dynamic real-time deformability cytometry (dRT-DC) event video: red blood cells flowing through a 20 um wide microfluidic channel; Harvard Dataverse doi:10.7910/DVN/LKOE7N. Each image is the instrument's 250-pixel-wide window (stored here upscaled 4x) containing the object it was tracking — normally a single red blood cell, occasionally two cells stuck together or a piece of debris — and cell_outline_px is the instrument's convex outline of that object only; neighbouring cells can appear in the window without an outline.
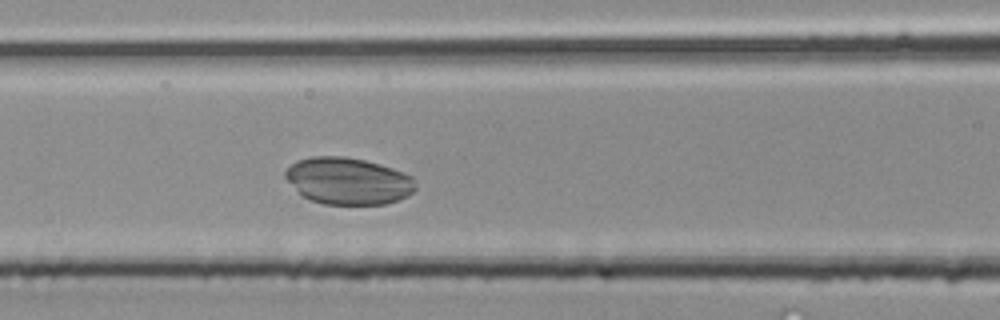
{"species": "common noctule bat (a hibernating species)", "species_latin": "Nyctalus noctula", "temperature_condition": "room temperature", "stored_images_in_passage": 36, "camera_frame_rate_fps": 3000, "um_per_image_px": 0.085, "animal": {"sex": "male", "body_mass_g": 20.4}, "frame": {"image": 1, "passage_image": 13, "time_ms": 4.0, "image_size_px": [1000, 320], "cell_outline_px": [[416, 188], [408, 196], [384, 204], [324, 204], [312, 200], [304, 196], [284, 176], [284, 172], [296, 160], [312, 156], [344, 156], [364, 160], [380, 164], [392, 168], [412, 176], [416, 184]], "centroid_in_image_um": [29.61, 15.37], "position_along_channel_um": 137.0, "area_um2": 35.32}}
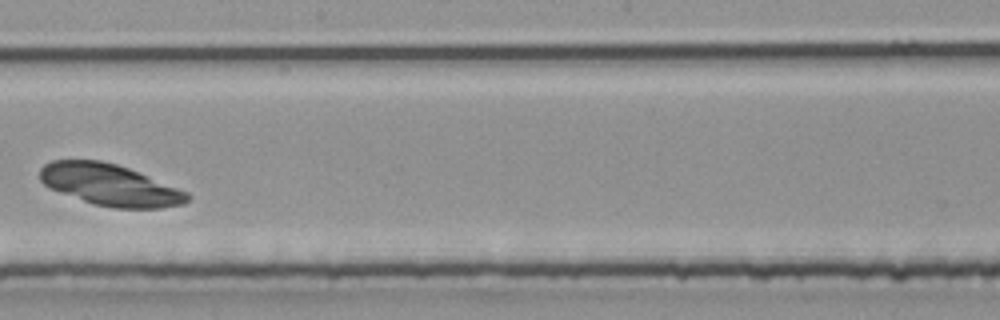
{"frame": {"image": 2, "passage_image": 19, "time_ms": 6.0, "image_size_px": [1000, 320], "cell_outline_px": [[192, 196], [184, 204], [160, 208], [112, 208], [92, 204], [48, 188], [40, 180], [40, 168], [44, 164], [52, 160], [100, 160], [116, 164], [128, 168], [188, 192]], "centroid_in_image_um": [9.32, 15.72], "position_along_channel_um": 238.9, "area_um2": 35.72}}
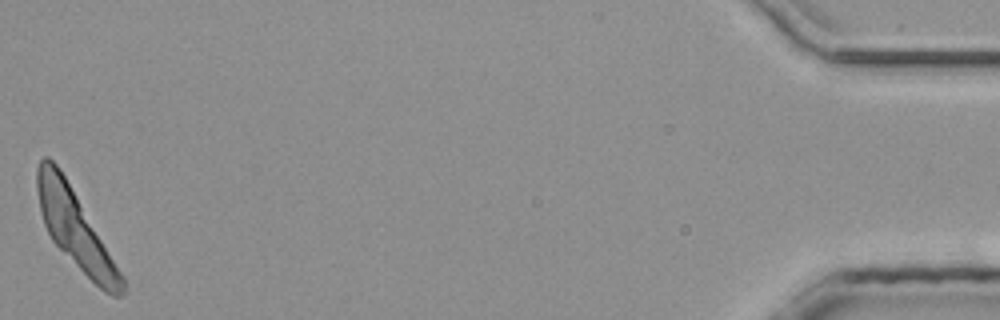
{"frame": {"image": 3, "passage_image": 36, "time_ms": 11.667, "image_size_px": [1000, 320], "cell_outline_px": [[124, 292], [120, 296], [112, 296], [104, 292], [52, 240], [44, 224], [40, 212], [36, 188], [36, 168], [40, 160], [44, 156], [48, 156], [60, 168], [124, 276]], "centroid_in_image_um": [6.38, 19.43], "position_along_channel_um": 428.8, "area_um2": 37.51}}